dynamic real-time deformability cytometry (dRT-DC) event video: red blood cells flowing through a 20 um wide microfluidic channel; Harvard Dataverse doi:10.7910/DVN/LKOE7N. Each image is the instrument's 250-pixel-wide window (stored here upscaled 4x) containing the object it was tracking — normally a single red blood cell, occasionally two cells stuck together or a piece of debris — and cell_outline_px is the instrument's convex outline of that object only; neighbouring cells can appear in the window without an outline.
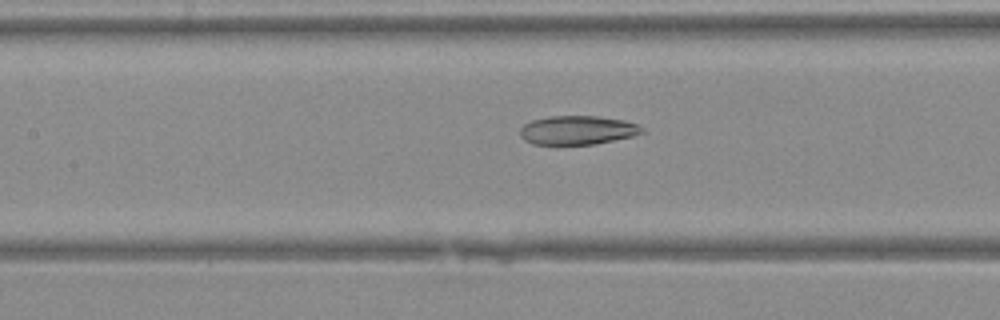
{"species": "Egyptian fruit bat (a non-hibernating species)", "species_latin": "Rousettus aegyptiacus", "temperature_condition": "warm", "stored_images_in_passage": 32, "camera_frame_rate_fps": 3000, "um_per_image_px": 0.085, "animal": {"sex": "female"}, "frame": {"image": 1, "passage_image": 10, "time_ms": 3.0, "image_size_px": [1000, 320], "cell_outline_px": [[644, 132], [632, 136], [592, 144], [532, 144], [524, 140], [520, 136], [520, 128], [524, 124], [532, 120], [548, 116], [596, 116], [624, 120], [636, 124], [644, 128]], "centroid_in_image_um": [49.05, 11.05], "position_along_channel_um": 158.3, "area_um2": 20.4}}
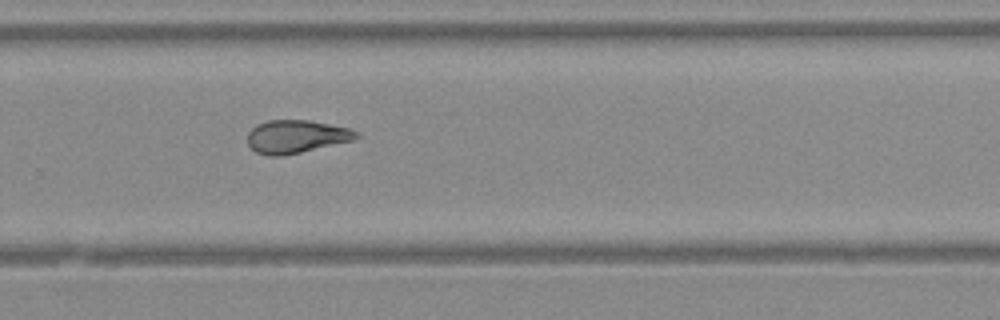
{"frame": {"image": 2, "passage_image": 19, "time_ms": 6.0, "image_size_px": [1000, 320], "cell_outline_px": [[360, 136], [352, 140], [300, 152], [280, 156], [268, 156], [256, 152], [248, 144], [248, 132], [256, 124], [268, 120], [308, 120], [348, 128], [356, 132]], "centroid_in_image_um": [25.12, 11.6], "position_along_channel_um": 304.7, "area_um2": 20.63}}
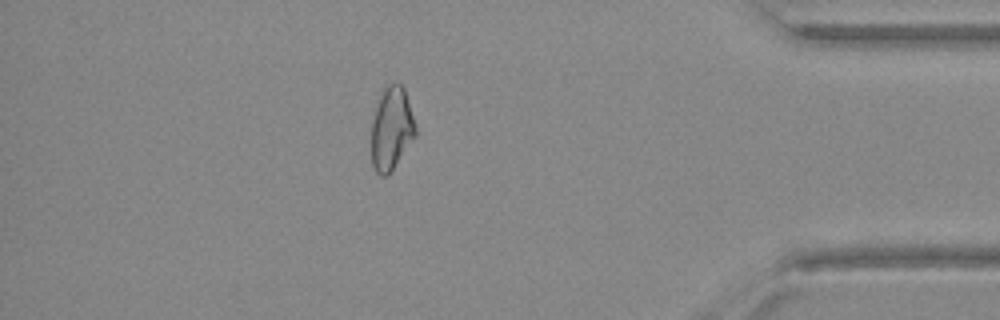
{"frame": {"image": 3, "passage_image": 27, "time_ms": 8.667, "image_size_px": [1000, 320], "cell_outline_px": [[416, 136], [392, 168], [384, 176], [380, 176], [376, 172], [372, 164], [372, 120], [380, 92], [388, 84], [400, 84], [404, 88], [416, 124]], "centroid_in_image_um": [33.27, 10.89], "position_along_channel_um": 401.9, "area_um2": 21.1}}